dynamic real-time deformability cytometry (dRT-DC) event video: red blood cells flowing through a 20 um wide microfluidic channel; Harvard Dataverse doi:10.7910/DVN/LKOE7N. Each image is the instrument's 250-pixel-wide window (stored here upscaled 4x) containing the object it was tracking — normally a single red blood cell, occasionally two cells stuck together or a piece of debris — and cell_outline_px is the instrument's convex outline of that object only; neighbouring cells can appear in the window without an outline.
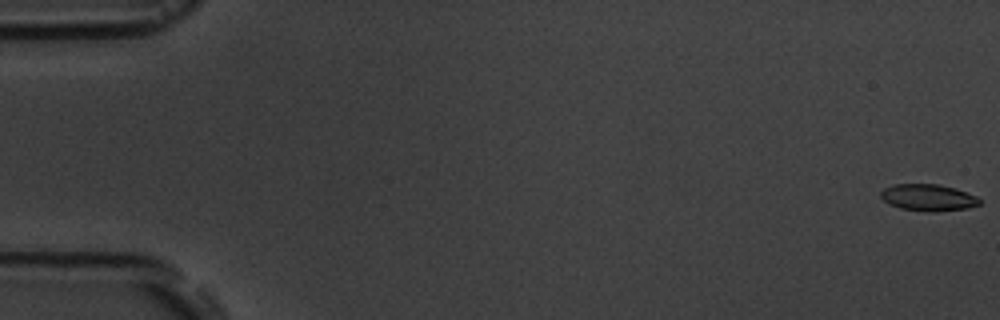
{"species": "common noctule bat (a hibernating species)", "species_latin": "Nyctalus noctula", "temperature_condition": "room temperature", "stored_images_in_passage": 4, "camera_frame_rate_fps": 3000, "um_per_image_px": 0.085, "animal": {"sex": "male", "body_mass_g": 19.5, "forearm_length_mm": 54.6}, "frame": {"image": 1, "passage_image": 1, "time_ms": 0.0, "image_size_px": [1000, 320], "cell_outline_px": [[980, 204], [968, 208], [932, 212], [928, 212], [900, 208], [888, 204], [880, 196], [880, 192], [884, 188], [892, 184], [936, 184], [952, 188], [976, 196], [980, 200]], "centroid_in_image_um": [78.84, 16.8], "position_along_channel_um": 6.2, "area_um2": 15.26}}
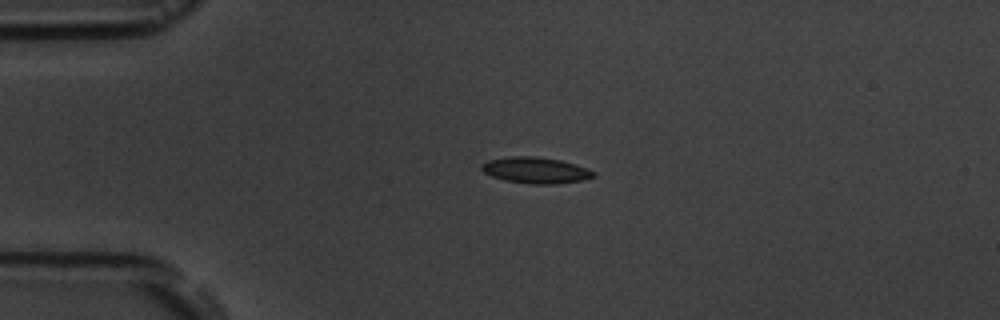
{"frame": {"image": 2, "passage_image": 4, "time_ms": 4.333, "image_size_px": [1000, 320], "cell_outline_px": [[596, 176], [584, 180], [556, 184], [532, 184], [504, 180], [492, 176], [484, 172], [480, 168], [480, 164], [488, 160], [508, 156], [536, 156], [560, 160], [576, 164], [588, 168], [596, 172]], "centroid_in_image_um": [45.55, 14.47], "position_along_channel_um": 39.4, "area_um2": 17.28}}